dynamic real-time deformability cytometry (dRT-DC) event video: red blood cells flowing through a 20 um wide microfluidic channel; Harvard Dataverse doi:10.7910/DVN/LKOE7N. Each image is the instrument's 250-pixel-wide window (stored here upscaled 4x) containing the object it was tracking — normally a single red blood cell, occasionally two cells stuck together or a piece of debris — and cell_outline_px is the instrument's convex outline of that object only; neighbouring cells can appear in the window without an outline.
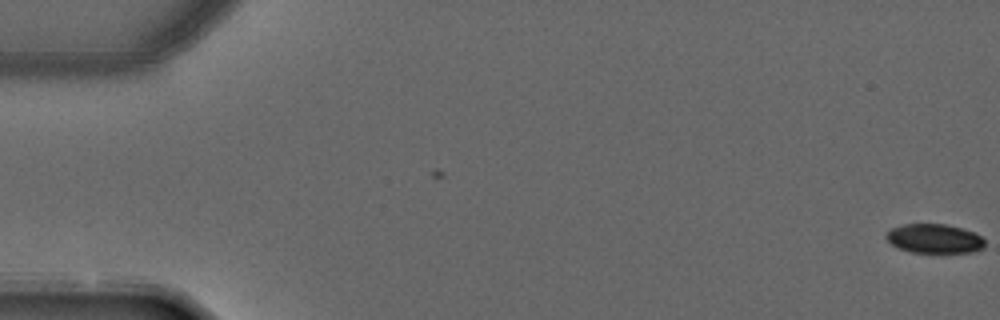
{"species": "common noctule bat (a hibernating species)", "species_latin": "Nyctalus noctula", "temperature_condition": "warm", "stored_images_in_passage": 3, "camera_frame_rate_fps": 3000, "um_per_image_px": 0.085, "animal": {"sex": "male", "forearm_length_mm": 52.5}, "frame": {"image": 1, "passage_image": 3, "time_ms": 0.667, "image_size_px": [1000, 320], "cell_outline_px": [[984, 248], [972, 252], [940, 256], [912, 252], [900, 248], [892, 244], [884, 236], [892, 228], [904, 224], [944, 224], [960, 228], [972, 232], [980, 236], [984, 240]], "centroid_in_image_um": [79.45, 20.34], "position_along_channel_um": 5.6, "area_um2": 17.34}}